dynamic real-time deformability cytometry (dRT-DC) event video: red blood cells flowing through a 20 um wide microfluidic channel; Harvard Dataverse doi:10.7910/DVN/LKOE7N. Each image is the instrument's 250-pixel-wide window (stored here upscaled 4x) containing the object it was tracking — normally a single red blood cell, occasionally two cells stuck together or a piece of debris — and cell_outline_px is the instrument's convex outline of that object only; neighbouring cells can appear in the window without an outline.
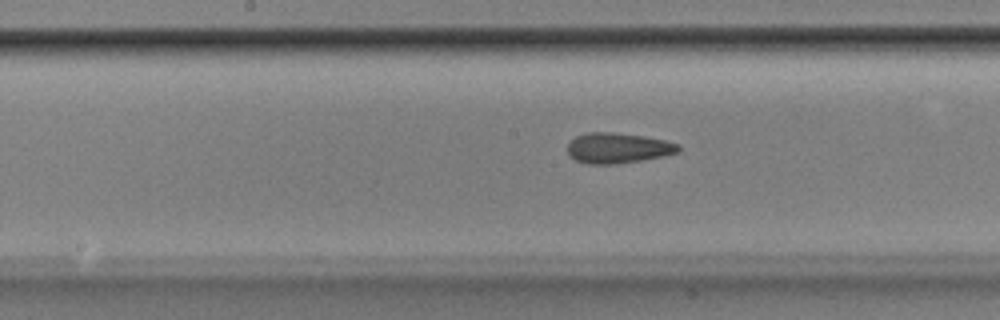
{"species": "Egyptian fruit bat (a non-hibernating species)", "species_latin": "Rousettus aegyptiacus", "temperature_condition": "room temperature", "stored_images_in_passage": 52, "camera_frame_rate_fps": 3000, "um_per_image_px": 0.085, "animal": {"sex": "male"}, "frame": {"image": 1, "passage_image": 27, "time_ms": 8.667, "image_size_px": [1000, 320], "cell_outline_px": [[680, 152], [640, 160], [616, 164], [588, 164], [576, 160], [568, 156], [568, 144], [576, 136], [584, 132], [612, 132], [644, 136], [664, 140], [680, 144]], "centroid_in_image_um": [52.5, 12.57], "position_along_channel_um": 195.7, "area_um2": 19.65}}
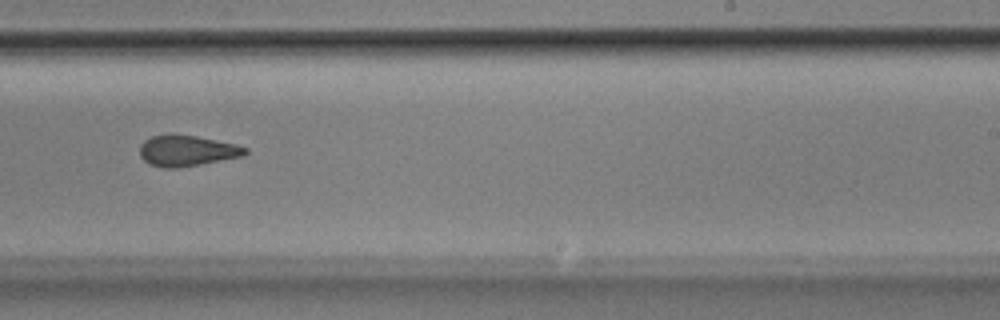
{"frame": {"image": 2, "passage_image": 33, "time_ms": 10.667, "image_size_px": [1000, 320], "cell_outline_px": [[248, 152], [244, 156], [200, 164], [176, 168], [164, 168], [148, 164], [140, 156], [140, 144], [144, 140], [152, 136], [168, 132], [172, 132], [196, 136], [236, 144], [248, 148]], "centroid_in_image_um": [15.86, 12.79], "position_along_channel_um": 273.1, "area_um2": 19.36}}
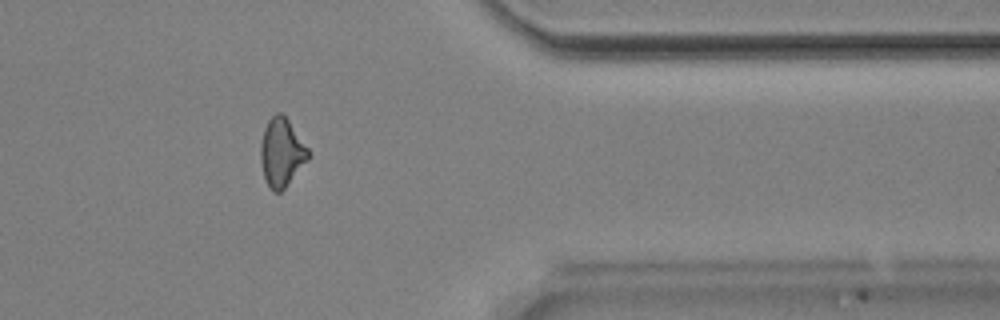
{"frame": {"image": 3, "passage_image": 43, "time_ms": 14.0, "image_size_px": [1000, 320], "cell_outline_px": [[312, 156], [284, 188], [280, 192], [272, 192], [264, 176], [260, 160], [260, 144], [264, 128], [268, 120], [276, 112], [280, 112], [288, 120], [312, 152]], "centroid_in_image_um": [23.96, 12.95], "position_along_channel_um": 387.4, "area_um2": 19.13}, "authors_computed_cell_mechanics": {"area_um2": 19.6809, "velocity_mm_per_s": 3.8929, "shape_relaxation_time_tau1_ms": null, "shape_relaxation_time_tau2_ms": 2.2164, "deformation_change_tau1": null, "deformation_change_tau2": 0.0934}}